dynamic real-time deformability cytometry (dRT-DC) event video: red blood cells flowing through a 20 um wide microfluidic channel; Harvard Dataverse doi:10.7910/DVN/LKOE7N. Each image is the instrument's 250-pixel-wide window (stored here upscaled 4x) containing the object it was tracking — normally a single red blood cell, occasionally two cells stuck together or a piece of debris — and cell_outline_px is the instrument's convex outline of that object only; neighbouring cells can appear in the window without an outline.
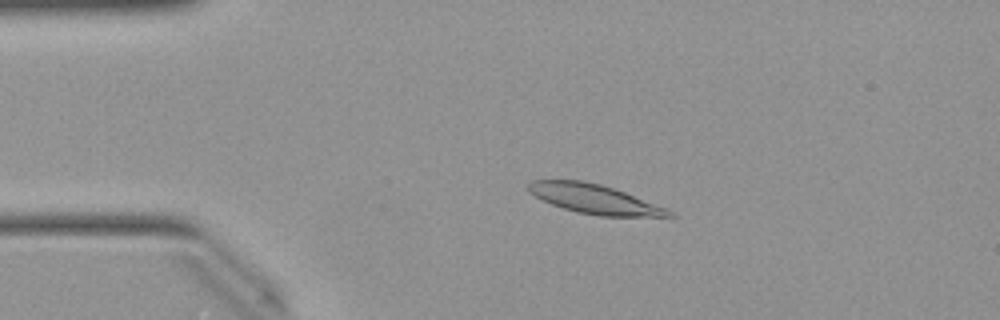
{"species": "Egyptian fruit bat (a non-hibernating species)", "species_latin": "Rousettus aegyptiacus", "temperature_condition": "warm", "stored_images_in_passage": 51, "camera_frame_rate_fps": 3000, "um_per_image_px": 0.085, "animal": {"sex": "female"}, "frame": {"image": 1, "passage_image": 11, "time_ms": 3.333, "image_size_px": [1000, 320], "cell_outline_px": [[676, 216], [600, 216], [576, 212], [552, 204], [536, 196], [528, 188], [528, 184], [532, 180], [584, 180], [600, 184], [624, 192], [668, 208]], "centroid_in_image_um": [50.55, 16.92], "position_along_channel_um": 34.4, "area_um2": 23.64}}
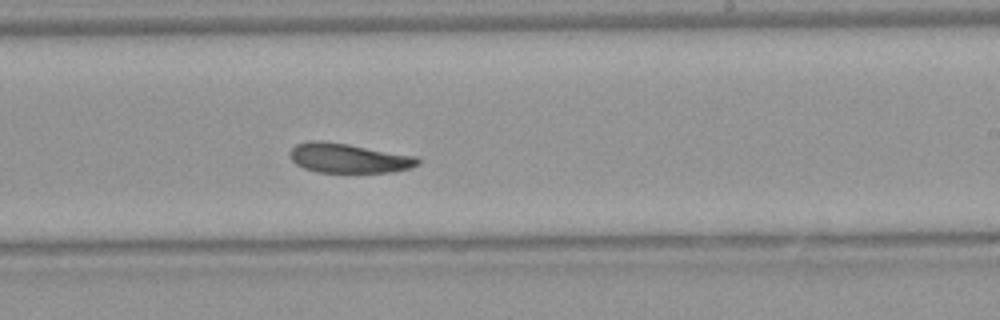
{"frame": {"image": 2, "passage_image": 31, "time_ms": 10.0, "image_size_px": [1000, 320], "cell_outline_px": [[420, 164], [412, 168], [392, 172], [316, 172], [304, 168], [296, 164], [292, 160], [288, 152], [296, 144], [308, 140], [320, 140], [348, 144], [416, 156], [420, 160]], "centroid_in_image_um": [29.62, 13.44], "position_along_channel_um": 259.4, "area_um2": 22.14}}
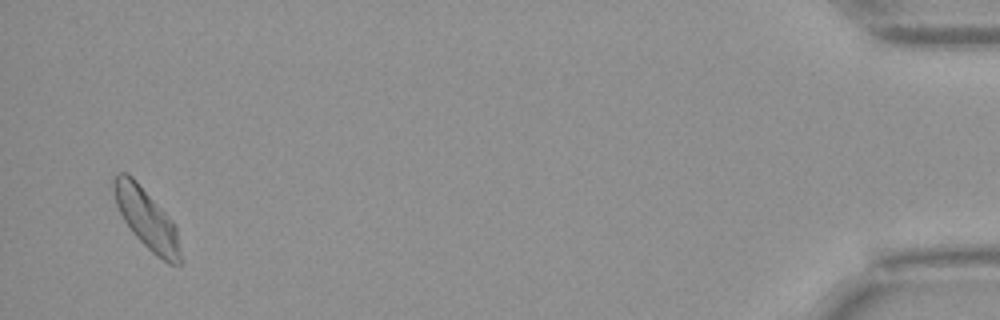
{"frame": {"image": 3, "passage_image": 50, "time_ms": 16.333, "image_size_px": [1000, 320], "cell_outline_px": [[180, 264], [168, 264], [156, 256], [132, 232], [124, 220], [116, 204], [112, 188], [112, 176], [120, 172], [124, 172], [132, 176], [136, 180], [176, 224], [180, 252]], "centroid_in_image_um": [12.44, 18.57], "position_along_channel_um": 422.8, "area_um2": 23.24}, "authors_computed_cell_mechanics": {"area_um2": 23.0622, "velocity_mm_per_s": 3.9688, "shape_relaxation_time_tau1_ms": 7.1577, "shape_relaxation_time_tau2_ms": 4.0061, "deformation_change_tau1": 0.1741, "deformation_change_tau2": 0.1018}}